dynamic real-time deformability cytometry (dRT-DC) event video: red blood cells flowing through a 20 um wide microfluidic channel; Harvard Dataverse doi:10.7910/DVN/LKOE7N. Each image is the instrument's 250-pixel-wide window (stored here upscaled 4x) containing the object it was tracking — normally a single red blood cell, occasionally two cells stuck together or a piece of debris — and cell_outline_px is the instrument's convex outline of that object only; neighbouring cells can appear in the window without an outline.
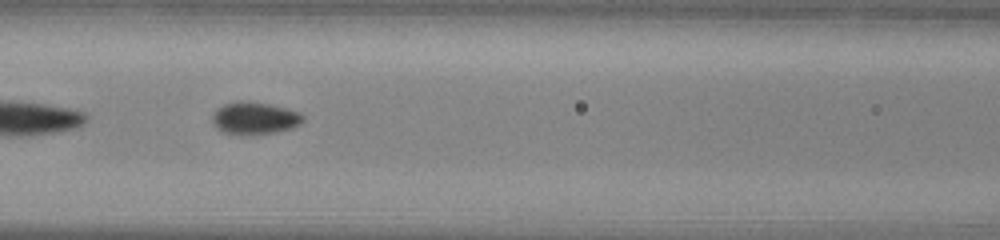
{"species": "common noctule bat (a hibernating species)", "species_latin": "Nyctalus noctula", "temperature_condition": "warm", "stored_images_in_passage": 46, "segment_of_instrument_passage": [2, 2], "camera_frame_rate_fps": 3000, "um_per_image_px": 0.085, "animal": {"sex": "male", "body_mass_g": 13.0, "forearm_length_mm": 53.1}, "frame": {"image": 1, "passage_image": 20, "time_ms": 6.333, "image_size_px": [1000, 240], "cell_outline_px": [[304, 120], [300, 124], [292, 128], [276, 132], [244, 136], [224, 132], [216, 128], [212, 124], [212, 116], [224, 104], [240, 100], [244, 100], [268, 104], [300, 112], [304, 116]], "centroid_in_image_um": [21.65, 10.06], "position_along_channel_um": 145.0, "area_um2": 17.17}}
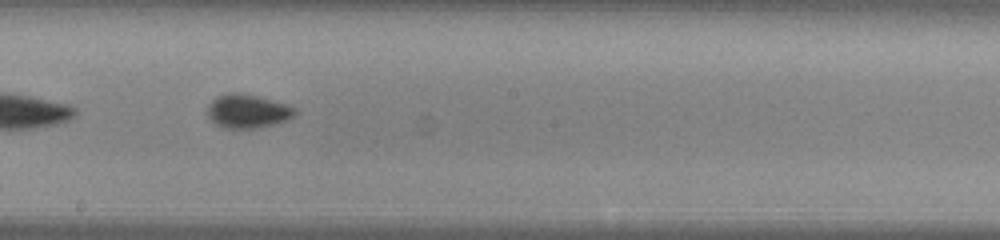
{"frame": {"image": 2, "passage_image": 26, "time_ms": 8.333, "image_size_px": [1000, 240], "cell_outline_px": [[296, 116], [288, 120], [256, 128], [224, 128], [216, 124], [208, 116], [208, 104], [216, 96], [228, 92], [240, 92], [288, 104], [296, 108]], "centroid_in_image_um": [21.06, 9.44], "position_along_channel_um": 227.1, "area_um2": 17.28}}
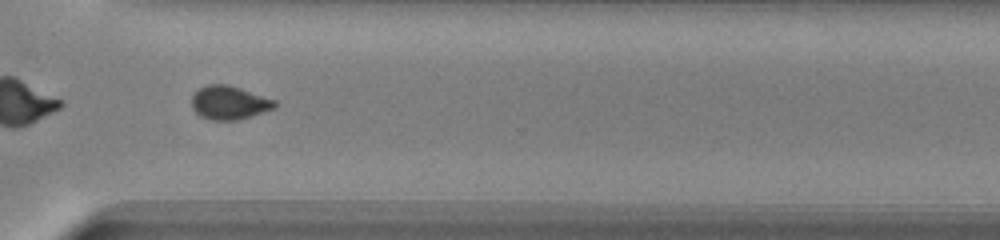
{"frame": {"image": 3, "passage_image": 35, "time_ms": 11.333, "image_size_px": [1000, 240], "cell_outline_px": [[276, 108], [252, 116], [236, 120], [212, 120], [200, 116], [192, 108], [192, 96], [200, 88], [208, 84], [228, 84], [276, 100]], "centroid_in_image_um": [19.5, 8.73], "position_along_channel_um": 351.1, "area_um2": 16.24}}